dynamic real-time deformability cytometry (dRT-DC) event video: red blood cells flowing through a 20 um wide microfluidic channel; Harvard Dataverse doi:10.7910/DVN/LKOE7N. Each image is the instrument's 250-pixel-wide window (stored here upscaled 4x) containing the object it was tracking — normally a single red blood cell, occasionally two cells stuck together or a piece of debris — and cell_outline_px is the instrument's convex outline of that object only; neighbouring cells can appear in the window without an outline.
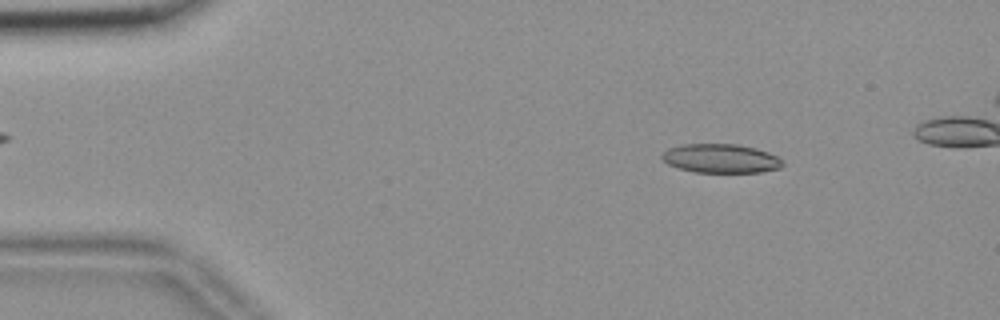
{"species": "common noctule bat (a hibernating species)", "species_latin": "Nyctalus noctula", "temperature_condition": "room temperature", "stored_images_in_passage": 51, "camera_frame_rate_fps": 3000, "um_per_image_px": 0.085, "animal": {"sex": "female", "body_mass_g": 18.4}, "frame": {"image": 1, "passage_image": 8, "time_ms": 2.333, "image_size_px": [1000, 320], "cell_outline_px": [[784, 164], [780, 168], [760, 172], [696, 172], [680, 168], [668, 164], [660, 156], [668, 148], [684, 144], [736, 144], [756, 148], [768, 152], [776, 156]], "centroid_in_image_um": [61.27, 13.46], "position_along_channel_um": 23.7, "area_um2": 20.17}}
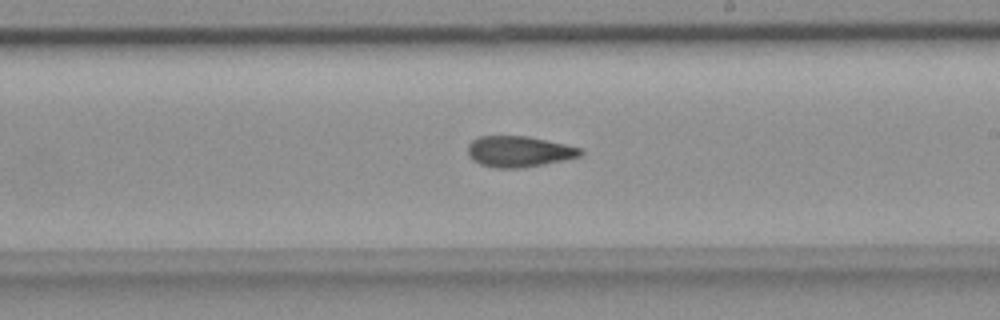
{"frame": {"image": 2, "passage_image": 32, "time_ms": 10.333, "image_size_px": [1000, 320], "cell_outline_px": [[584, 152], [580, 156], [520, 168], [496, 168], [480, 164], [472, 160], [468, 156], [468, 144], [472, 140], [480, 136], [528, 136], [564, 144], [580, 148]], "centroid_in_image_um": [44.05, 12.87], "position_along_channel_um": 245.0, "area_um2": 20.06}}
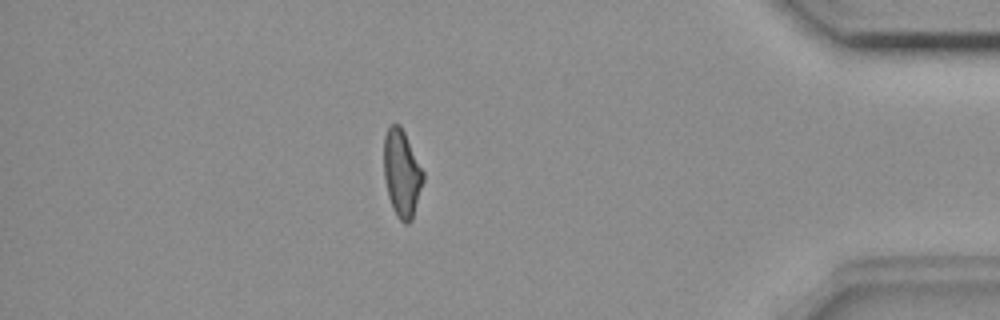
{"frame": {"image": 3, "passage_image": 48, "time_ms": 15.667, "image_size_px": [1000, 320], "cell_outline_px": [[424, 180], [412, 220], [408, 224], [404, 224], [396, 216], [392, 208], [388, 196], [384, 176], [384, 136], [388, 128], [392, 124], [400, 124], [424, 172]], "centroid_in_image_um": [34.15, 14.77], "position_along_channel_um": 401.0, "area_um2": 20.0}}